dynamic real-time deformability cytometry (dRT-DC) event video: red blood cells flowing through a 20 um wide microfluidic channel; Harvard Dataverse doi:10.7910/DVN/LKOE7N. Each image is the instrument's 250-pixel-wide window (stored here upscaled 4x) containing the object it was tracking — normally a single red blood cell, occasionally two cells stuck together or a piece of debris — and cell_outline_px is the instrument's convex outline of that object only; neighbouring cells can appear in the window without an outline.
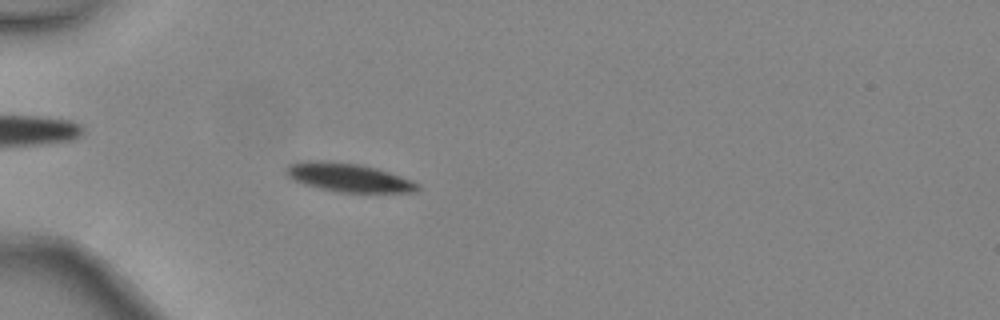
{"species": "common noctule bat (a hibernating species)", "species_latin": "Nyctalus noctula", "temperature_condition": "warm", "stored_images_in_passage": 48, "camera_frame_rate_fps": 3000, "um_per_image_px": 0.085, "animal": {"sex": "female", "body_mass_g": 24.6, "forearm_length_mm": 56.2}, "frame": {"image": 1, "passage_image": 16, "time_ms": 5.0, "image_size_px": [1000, 320], "cell_outline_px": [[420, 188], [416, 192], [340, 192], [320, 188], [304, 184], [292, 180], [284, 172], [284, 168], [288, 164], [308, 160], [320, 160], [360, 164], [376, 168], [412, 180], [420, 184]], "centroid_in_image_um": [29.59, 15.08], "position_along_channel_um": 55.4, "area_um2": 21.96}}
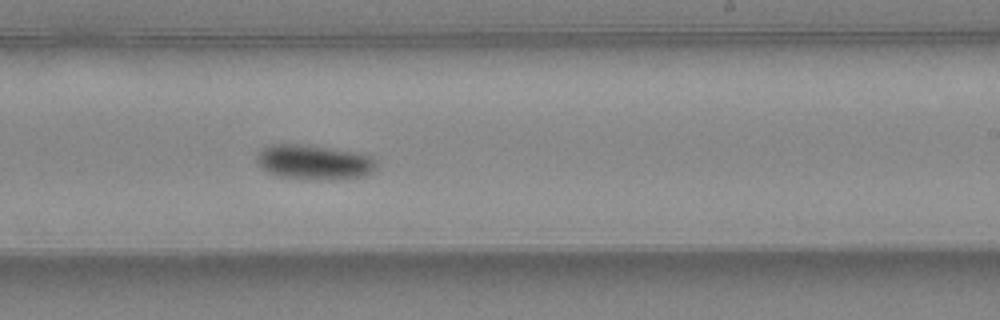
{"frame": {"image": 2, "passage_image": 31, "time_ms": 10.0, "image_size_px": [1000, 320], "cell_outline_px": [[380, 164], [372, 172], [364, 176], [336, 180], [300, 180], [276, 176], [260, 168], [256, 160], [256, 156], [264, 148], [272, 144], [300, 144], [356, 152], [372, 156]], "centroid_in_image_um": [26.72, 13.82], "position_along_channel_um": 262.3, "area_um2": 24.8}}
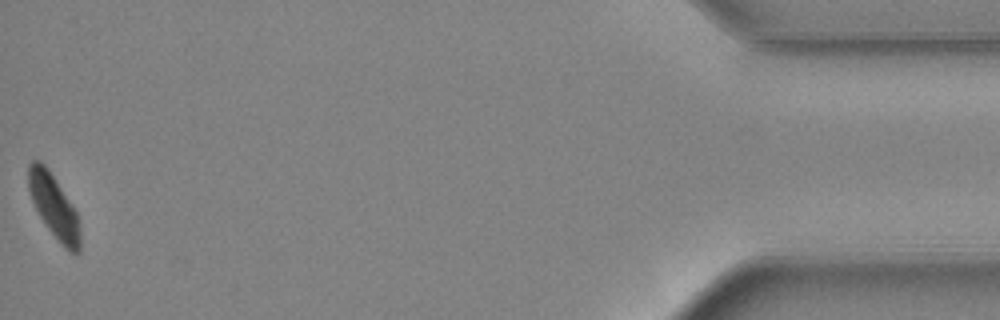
{"frame": {"image": 3, "passage_image": 48, "time_ms": 15.667, "image_size_px": [1000, 320], "cell_outline_px": [[80, 252], [72, 252], [64, 248], [60, 244], [48, 228], [40, 216], [32, 200], [28, 188], [28, 164], [32, 160], [40, 160], [48, 168], [72, 204], [76, 212], [80, 228]], "centroid_in_image_um": [4.58, 17.52], "position_along_channel_um": 430.6, "area_um2": 19.02}, "authors_computed_cell_mechanics": {"area_um2": 21.7617, "velocity_mm_per_s": 4.4663, "shape_relaxation_time_tau1_ms": 2.652, "shape_relaxation_time_tau2_ms": null, "deformation_change_tau1": 0.1161, "deformation_change_tau2": null}}